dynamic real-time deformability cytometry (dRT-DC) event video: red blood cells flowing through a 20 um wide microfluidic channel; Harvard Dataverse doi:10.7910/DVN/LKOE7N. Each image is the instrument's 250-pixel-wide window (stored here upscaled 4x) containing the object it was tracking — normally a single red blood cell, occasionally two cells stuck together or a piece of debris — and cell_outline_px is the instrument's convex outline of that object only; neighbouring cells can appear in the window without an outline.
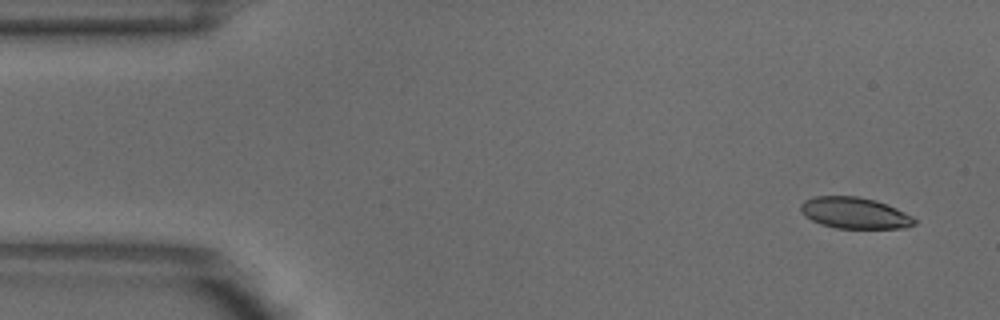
{"species": "common noctule bat (a hibernating species)", "species_latin": "Nyctalus noctula", "temperature_condition": "warm", "stored_images_in_passage": 5, "camera_frame_rate_fps": 3000, "um_per_image_px": 0.085, "animal": {"sex": "male", "body_mass_g": 18.8}, "frame": {"image": 1, "passage_image": 1, "time_ms": 0.0, "image_size_px": [1000, 320], "cell_outline_px": [[916, 224], [904, 228], [836, 228], [820, 224], [804, 216], [800, 208], [800, 204], [804, 200], [812, 196], [856, 196], [876, 200], [896, 208], [912, 216], [916, 220]], "centroid_in_image_um": [72.62, 18.1], "position_along_channel_um": 12.4, "area_um2": 20.81}}
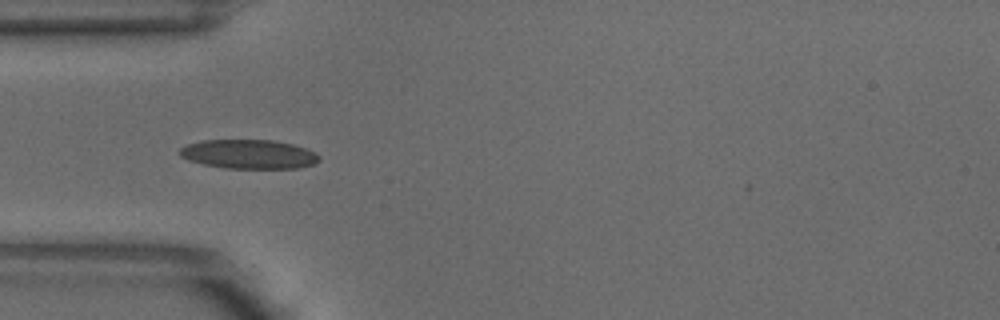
{"frame": {"image": 2, "passage_image": 4, "time_ms": 1.0, "image_size_px": [1000, 320], "cell_outline_px": [[320, 160], [312, 164], [300, 168], [224, 168], [204, 164], [188, 160], [180, 156], [180, 148], [184, 144], [200, 140], [272, 140], [292, 144], [316, 152], [320, 156]], "centroid_in_image_um": [21.12, 13.1], "position_along_channel_um": 63.9, "area_um2": 23.76}}